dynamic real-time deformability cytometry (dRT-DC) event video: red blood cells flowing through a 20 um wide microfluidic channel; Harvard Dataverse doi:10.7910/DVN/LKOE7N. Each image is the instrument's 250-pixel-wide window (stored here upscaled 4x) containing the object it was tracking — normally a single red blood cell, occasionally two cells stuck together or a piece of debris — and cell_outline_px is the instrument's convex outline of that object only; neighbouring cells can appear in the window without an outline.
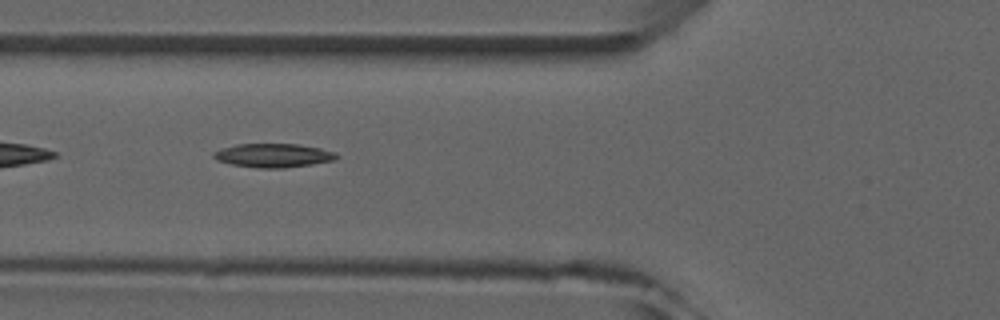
{"species": "common noctule bat (a hibernating species)", "species_latin": "Nyctalus noctula", "temperature_condition": "room temperature", "stored_images_in_passage": 4, "camera_frame_rate_fps": 3000, "um_per_image_px": 0.085, "animal": {"sex": "male", "forearm_length_mm": 52.5}, "frame": {"image": 1, "passage_image": 3, "time_ms": 2.0, "image_size_px": [1000, 320], "cell_outline_px": [[340, 156], [336, 160], [312, 164], [284, 168], [260, 168], [232, 164], [216, 160], [212, 156], [212, 152], [236, 144], [300, 144], [320, 148], [336, 152]], "centroid_in_image_um": [23.27, 13.21], "position_along_channel_um": 102.5, "area_um2": 17.11}}
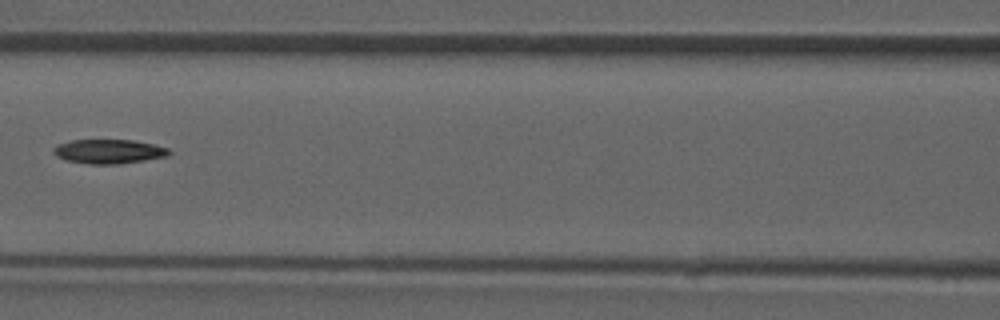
{"frame": {"image": 2, "passage_image": 4, "time_ms": 3.333, "image_size_px": [1000, 320], "cell_outline_px": [[172, 152], [168, 156], [120, 164], [88, 164], [68, 160], [56, 156], [52, 152], [52, 148], [60, 144], [72, 140], [132, 140], [152, 144], [168, 148]], "centroid_in_image_um": [9.25, 12.88], "position_along_channel_um": 157.3, "area_um2": 16.24}}